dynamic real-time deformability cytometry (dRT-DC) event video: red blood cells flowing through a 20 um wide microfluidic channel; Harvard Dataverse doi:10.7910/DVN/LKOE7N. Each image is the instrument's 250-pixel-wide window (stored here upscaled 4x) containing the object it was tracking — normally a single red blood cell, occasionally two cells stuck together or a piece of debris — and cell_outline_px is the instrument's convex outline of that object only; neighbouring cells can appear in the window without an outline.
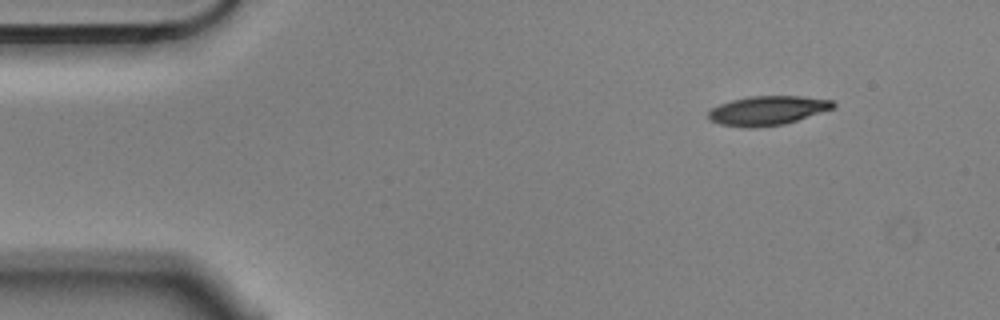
{"species": "Egyptian fruit bat (a non-hibernating species)", "species_latin": "Rousettus aegyptiacus", "temperature_condition": "cold", "stored_images_in_passage": 7, "camera_frame_rate_fps": 3000, "um_per_image_px": 0.085, "animal": {"sex": "male"}, "frame": {"image": 1, "passage_image": 1, "time_ms": 0.0, "image_size_px": [1000, 320], "cell_outline_px": [[836, 104], [832, 108], [784, 124], [756, 128], [744, 128], [720, 124], [708, 120], [708, 112], [712, 108], [720, 104], [732, 100], [748, 96], [800, 96], [832, 100]], "centroid_in_image_um": [65.18, 9.4], "position_along_channel_um": 19.8, "area_um2": 21.15}}
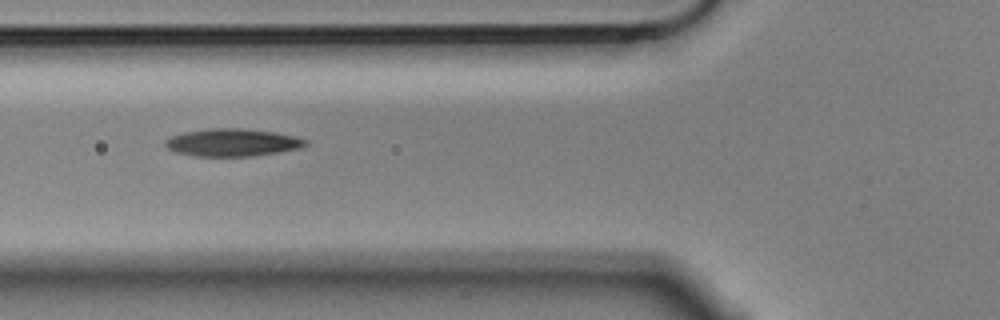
{"frame": {"image": 2, "passage_image": 5, "time_ms": 1.333, "image_size_px": [1000, 320], "cell_outline_px": [[308, 144], [300, 148], [252, 156], [196, 156], [176, 152], [168, 148], [164, 144], [164, 140], [172, 136], [184, 132], [208, 128], [240, 128], [276, 132], [296, 136], [308, 140]], "centroid_in_image_um": [19.76, 12.1], "position_along_channel_um": 106.0, "area_um2": 22.54}}
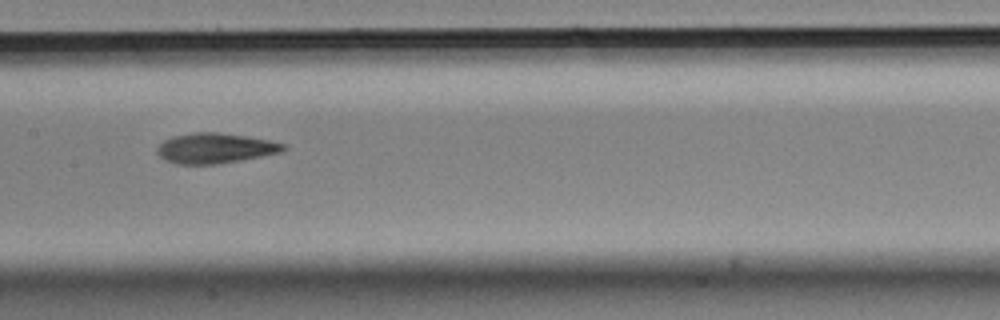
{"frame": {"image": 3, "passage_image": 7, "time_ms": 2.0, "image_size_px": [1000, 320], "cell_outline_px": [[288, 148], [284, 152], [220, 164], [180, 164], [168, 160], [160, 156], [156, 152], [156, 148], [164, 140], [172, 136], [196, 132], [216, 132], [244, 136], [268, 140], [284, 144]], "centroid_in_image_um": [18.31, 12.6], "position_along_channel_um": 189.1, "area_um2": 22.14}}